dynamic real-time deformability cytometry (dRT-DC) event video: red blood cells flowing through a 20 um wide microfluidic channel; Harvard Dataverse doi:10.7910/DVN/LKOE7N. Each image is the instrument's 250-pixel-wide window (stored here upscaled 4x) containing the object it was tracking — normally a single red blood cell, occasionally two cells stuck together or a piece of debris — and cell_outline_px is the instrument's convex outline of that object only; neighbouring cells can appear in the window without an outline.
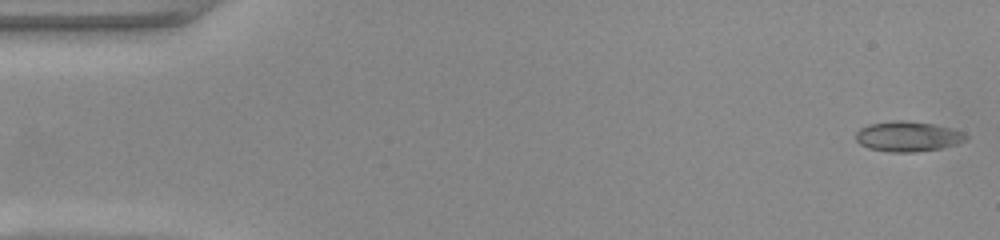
{"species": "common noctule bat (a hibernating species)", "species_latin": "Nyctalus noctula", "temperature_condition": "warm", "stored_images_in_passage": 49, "camera_frame_rate_fps": 3000, "um_per_image_px": 0.085, "animal": {"sex": "female", "body_mass_g": 22.0, "forearm_length_mm": 56.7}, "frame": {"image": 1, "passage_image": 1, "time_ms": 0.0, "image_size_px": [1000, 240], "cell_outline_px": [[968, 140], [956, 144], [940, 148], [916, 152], [888, 152], [868, 148], [860, 144], [856, 140], [856, 132], [860, 128], [868, 124], [896, 120], [904, 120], [936, 124], [964, 132], [968, 136]], "centroid_in_image_um": [77.17, 11.59], "position_along_channel_um": 7.8, "area_um2": 19.54}}
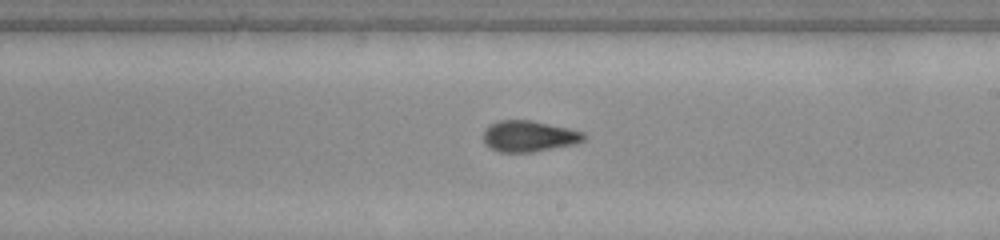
{"frame": {"image": 2, "passage_image": 28, "time_ms": 9.0, "image_size_px": [1000, 240], "cell_outline_px": [[588, 136], [584, 140], [576, 144], [532, 152], [496, 152], [484, 144], [484, 132], [492, 124], [500, 120], [532, 120], [568, 128], [584, 132]], "centroid_in_image_um": [44.99, 11.59], "position_along_channel_um": 244.0, "area_um2": 18.26}}
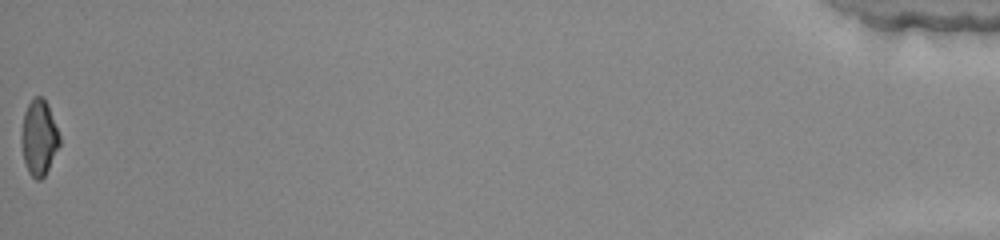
{"frame": {"image": 3, "passage_image": 49, "time_ms": 16.0, "image_size_px": [1000, 240], "cell_outline_px": [[60, 144], [44, 176], [40, 180], [36, 180], [28, 172], [24, 160], [20, 140], [20, 136], [24, 112], [28, 104], [36, 96], [40, 96], [48, 104], [60, 136]], "centroid_in_image_um": [3.3, 11.7], "position_along_channel_um": 431.9, "area_um2": 16.7}, "authors_computed_cell_mechanics": {"area_um2": 18.2648, "velocity_mm_per_s": 4.1674, "shape_relaxation_time_tau1_ms": 3.6229, "shape_relaxation_time_tau2_ms": 1.6884, "deformation_change_tau1": 0.1582, "deformation_change_tau2": 0.0891}}